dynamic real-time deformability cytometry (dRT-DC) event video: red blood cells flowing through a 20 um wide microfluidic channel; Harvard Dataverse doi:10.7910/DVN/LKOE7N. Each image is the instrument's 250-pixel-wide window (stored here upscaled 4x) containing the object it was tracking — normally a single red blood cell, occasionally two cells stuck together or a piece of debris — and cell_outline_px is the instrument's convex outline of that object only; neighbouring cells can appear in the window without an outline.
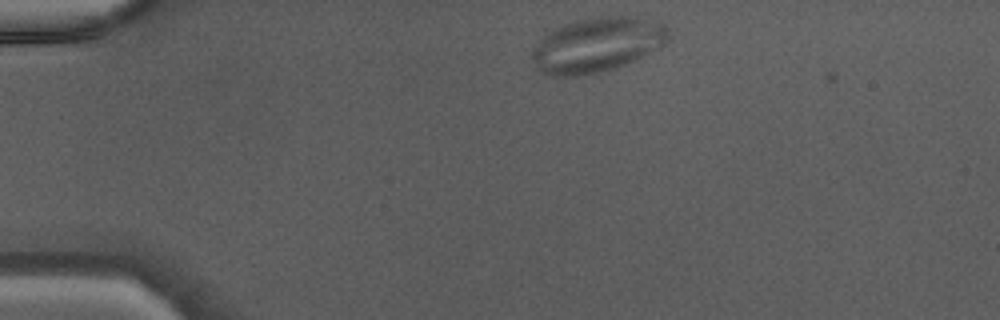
{"species": "Egyptian fruit bat (a non-hibernating species)", "species_latin": "Rousettus aegyptiacus", "temperature_condition": "warm", "stored_images_in_passage": 37, "camera_frame_rate_fps": 3000, "um_per_image_px": 0.085, "animal": {"sex": "male"}, "frame": {"image": 1, "passage_image": 1, "time_ms": 0.0, "image_size_px": [1000, 320], "cell_outline_px": [[668, 40], [664, 44], [616, 68], [604, 72], [576, 76], [552, 76], [540, 72], [528, 56], [532, 48], [548, 32], [564, 24], [576, 20], [604, 16], [628, 16], [660, 20], [668, 28]], "centroid_in_image_um": [50.71, 3.81], "position_along_channel_um": 34.3, "area_um2": 43.58}}